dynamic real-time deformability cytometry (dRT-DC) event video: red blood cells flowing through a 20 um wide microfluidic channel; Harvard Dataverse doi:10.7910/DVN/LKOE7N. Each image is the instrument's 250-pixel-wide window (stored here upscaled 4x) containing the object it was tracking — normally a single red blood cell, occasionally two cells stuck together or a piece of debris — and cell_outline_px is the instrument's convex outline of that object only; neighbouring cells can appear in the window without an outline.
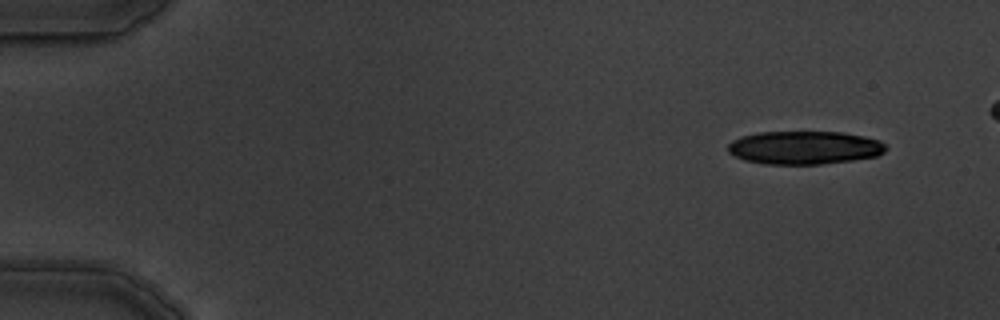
{"species": "common noctule bat (a hibernating species)", "species_latin": "Nyctalus noctula", "temperature_condition": "warm", "stored_images_in_passage": 10, "camera_frame_rate_fps": 3000, "um_per_image_px": 0.085, "animal": {"sex": "male", "body_mass_g": 19.5, "forearm_length_mm": 54.6}, "frame": {"image": 1, "passage_image": 1, "time_ms": 0.0, "image_size_px": [1000, 320], "cell_outline_px": [[888, 148], [884, 152], [876, 156], [852, 160], [820, 164], [764, 164], [744, 160], [728, 152], [728, 144], [732, 140], [740, 136], [756, 132], [844, 132], [864, 136], [880, 140]], "centroid_in_image_um": [68.36, 12.54], "position_along_channel_um": 16.6, "area_um2": 30.75}}
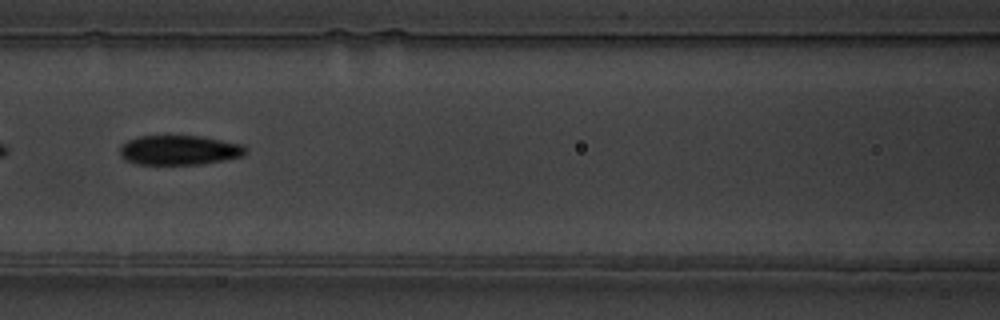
{"frame": {"image": 2, "passage_image": 7, "time_ms": 7.0, "image_size_px": [1000, 320], "cell_outline_px": [[248, 152], [244, 156], [200, 164], [136, 164], [124, 160], [120, 156], [120, 148], [128, 140], [140, 136], [168, 132], [200, 136], [244, 144], [248, 148]], "centroid_in_image_um": [15.24, 12.71], "position_along_channel_um": 151.4, "area_um2": 22.66}}
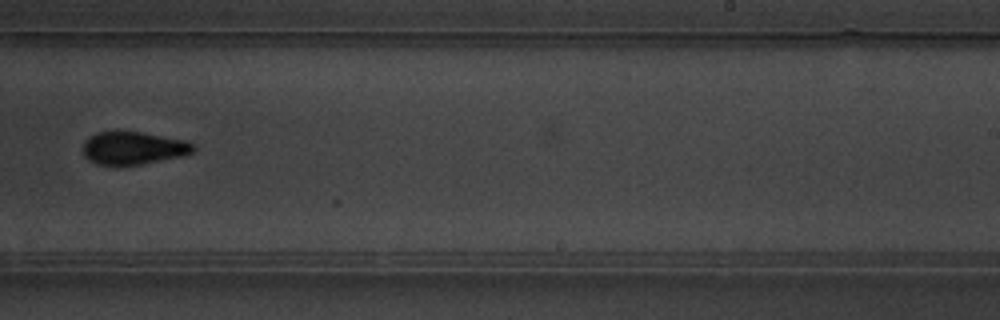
{"frame": {"image": 3, "passage_image": 10, "time_ms": 10.333, "image_size_px": [1000, 320], "cell_outline_px": [[196, 148], [192, 152], [184, 156], [140, 164], [96, 164], [88, 160], [84, 156], [84, 140], [88, 136], [96, 132], [140, 132], [184, 140], [196, 144]], "centroid_in_image_um": [11.34, 12.58], "position_along_channel_um": 277.7, "area_um2": 20.92}}